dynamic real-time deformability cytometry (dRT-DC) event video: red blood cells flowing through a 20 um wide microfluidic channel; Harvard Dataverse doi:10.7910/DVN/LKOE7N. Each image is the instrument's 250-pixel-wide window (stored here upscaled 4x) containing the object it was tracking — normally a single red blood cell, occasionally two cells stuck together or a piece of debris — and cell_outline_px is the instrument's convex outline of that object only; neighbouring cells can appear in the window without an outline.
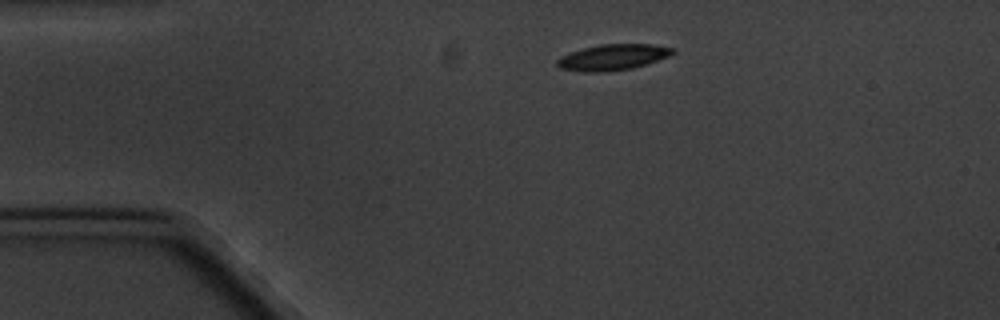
{"species": "common noctule bat (a hibernating species)", "species_latin": "Nyctalus noctula", "temperature_condition": "cold", "stored_images_in_passage": 2, "camera_frame_rate_fps": 3000, "um_per_image_px": 0.085, "animal": {"sex": "male", "body_mass_g": 20.1, "forearm_length_mm": 53.5}, "frame": {"image": 1, "passage_image": 2, "time_ms": 1.333, "image_size_px": [1000, 320], "cell_outline_px": [[676, 52], [668, 56], [632, 68], [604, 72], [584, 72], [560, 68], [556, 64], [556, 60], [560, 56], [584, 48], [600, 44], [652, 44], [676, 48]], "centroid_in_image_um": [52.08, 4.86], "position_along_channel_um": 32.9, "area_um2": 17.34}}